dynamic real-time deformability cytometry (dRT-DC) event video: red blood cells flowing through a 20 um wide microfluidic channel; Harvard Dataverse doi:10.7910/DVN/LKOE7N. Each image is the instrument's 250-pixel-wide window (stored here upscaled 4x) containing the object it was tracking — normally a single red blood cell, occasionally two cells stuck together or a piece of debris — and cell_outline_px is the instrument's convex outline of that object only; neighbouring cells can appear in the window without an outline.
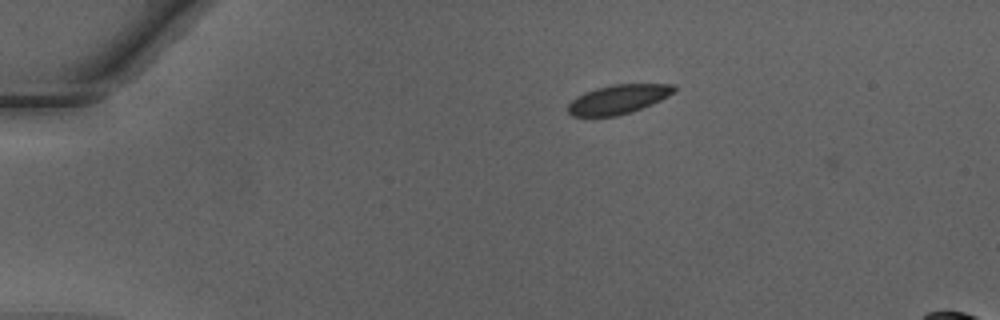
{"species": "Egyptian fruit bat (a non-hibernating species)", "species_latin": "Rousettus aegyptiacus", "temperature_condition": "warm", "stored_images_in_passage": 3, "camera_frame_rate_fps": 3000, "um_per_image_px": 0.085, "animal": {"sex": "male"}, "frame": {"image": 1, "passage_image": 2, "time_ms": 0.333, "image_size_px": [1000, 320], "cell_outline_px": [[676, 88], [668, 96], [652, 104], [632, 112], [616, 116], [572, 116], [568, 112], [568, 104], [576, 96], [584, 92], [596, 88], [612, 84], [676, 84]], "centroid_in_image_um": [52.53, 8.43], "position_along_channel_um": 32.5, "area_um2": 18.03}}